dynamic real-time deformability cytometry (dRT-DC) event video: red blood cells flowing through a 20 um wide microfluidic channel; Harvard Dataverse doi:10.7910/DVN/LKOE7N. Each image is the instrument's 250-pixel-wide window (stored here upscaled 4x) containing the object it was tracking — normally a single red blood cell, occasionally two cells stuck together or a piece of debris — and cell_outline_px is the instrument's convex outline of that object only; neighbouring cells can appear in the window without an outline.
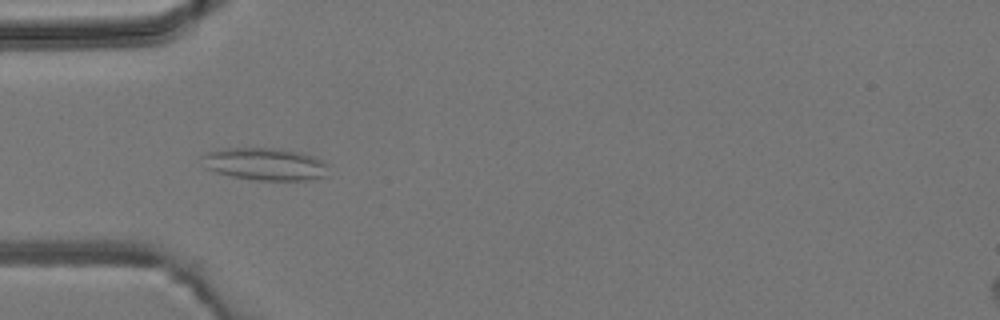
{"species": "common noctule bat (a hibernating species)", "species_latin": "Nyctalus noctula", "temperature_condition": "room temperature", "stored_images_in_passage": 4, "camera_frame_rate_fps": 3000, "um_per_image_px": 0.085, "animal": {"sex": "male", "body_mass_g": 19.2, "forearm_length_mm": 51.8}, "frame": {"image": 1, "passage_image": 1, "time_ms": 0.0, "image_size_px": [1000, 320], "cell_outline_px": [[328, 176], [308, 180], [252, 180], [232, 176], [216, 172], [204, 168], [200, 156], [208, 152], [228, 148], [280, 148], [300, 152], [312, 156], [320, 160], [324, 164]], "centroid_in_image_um": [22.48, 13.95], "position_along_channel_um": 62.5, "area_um2": 23.87}}
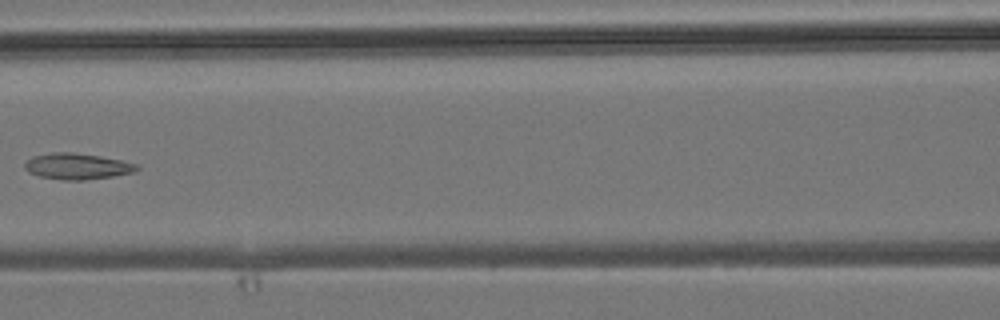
{"frame": {"image": 2, "passage_image": 3, "time_ms": 2.333, "image_size_px": [1000, 320], "cell_outline_px": [[140, 168], [136, 172], [112, 176], [84, 180], [60, 180], [40, 176], [28, 172], [24, 168], [24, 164], [32, 156], [52, 152], [72, 152], [100, 156], [120, 160], [136, 164]], "centroid_in_image_um": [6.54, 14.13], "position_along_channel_um": 160.1, "area_um2": 17.05}}
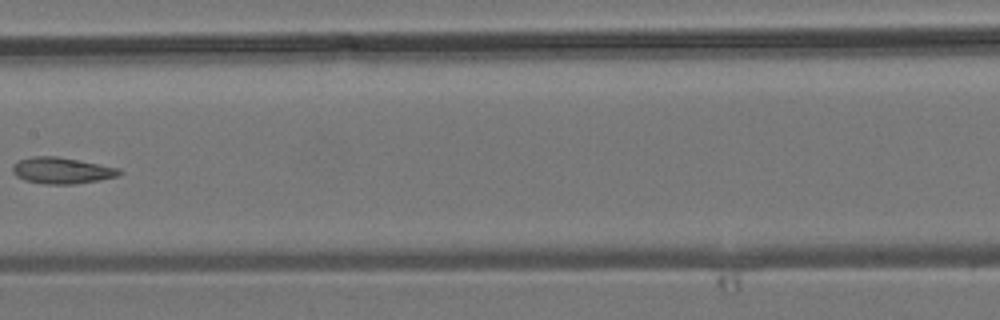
{"frame": {"image": 3, "passage_image": 4, "time_ms": 3.333, "image_size_px": [1000, 320], "cell_outline_px": [[124, 172], [116, 176], [100, 180], [76, 184], [44, 184], [24, 180], [16, 176], [12, 172], [12, 164], [16, 160], [32, 156], [56, 156], [80, 160], [120, 168]], "centroid_in_image_um": [5.23, 14.49], "position_along_channel_um": 202.2, "area_um2": 16.65}}